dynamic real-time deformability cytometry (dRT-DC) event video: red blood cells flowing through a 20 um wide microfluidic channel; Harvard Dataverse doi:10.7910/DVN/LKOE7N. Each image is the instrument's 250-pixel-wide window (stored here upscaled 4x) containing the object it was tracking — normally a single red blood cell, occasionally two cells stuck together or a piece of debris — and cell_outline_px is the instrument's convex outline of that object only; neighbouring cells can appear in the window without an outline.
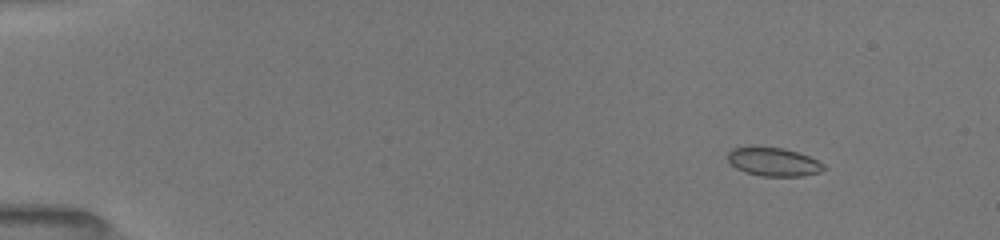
{"species": "common noctule bat (a hibernating species)", "species_latin": "Nyctalus noctula", "temperature_condition": "room temperature", "stored_images_in_passage": 53, "camera_frame_rate_fps": 3000, "um_per_image_px": 0.085, "animal": {"sex": "female", "body_mass_g": 19.5, "forearm_length_mm": 54.1}, "frame": {"image": 1, "passage_image": 7, "time_ms": 2.0, "image_size_px": [1000, 240], "cell_outline_px": [[828, 168], [820, 172], [804, 176], [760, 176], [744, 172], [736, 168], [724, 156], [732, 148], [784, 148], [808, 156], [824, 164]], "centroid_in_image_um": [65.76, 13.78], "position_along_channel_um": 19.2, "area_um2": 15.84}}
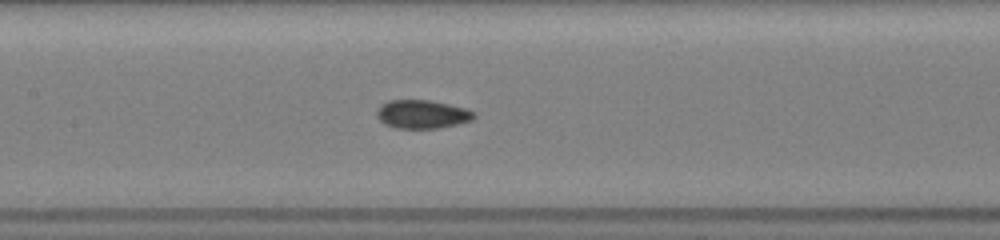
{"frame": {"image": 2, "passage_image": 27, "time_ms": 8.667, "image_size_px": [1000, 240], "cell_outline_px": [[476, 116], [472, 120], [440, 128], [396, 128], [384, 124], [376, 116], [376, 112], [380, 104], [388, 100], [428, 100], [448, 104], [464, 108], [476, 112]], "centroid_in_image_um": [35.86, 9.71], "position_along_channel_um": 171.5, "area_um2": 16.18}}
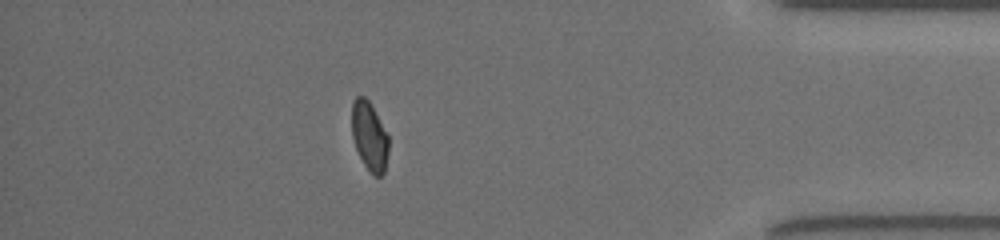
{"frame": {"image": 3, "passage_image": 47, "time_ms": 15.333, "image_size_px": [1000, 240], "cell_outline_px": [[388, 152], [384, 172], [380, 176], [372, 176], [364, 164], [356, 148], [352, 136], [352, 100], [356, 96], [364, 96], [368, 100], [388, 136]], "centroid_in_image_um": [31.38, 11.59], "position_along_channel_um": 403.8, "area_um2": 14.57}, "authors_computed_cell_mechanics": {"area_um2": 15.8372, "velocity_mm_per_s": 4.0072, "shape_relaxation_time_tau1_ms": 3.6233, "shape_relaxation_time_tau2_ms": 0.701, "deformation_change_tau1": 0.1184, "deformation_change_tau2": 0.0328}}